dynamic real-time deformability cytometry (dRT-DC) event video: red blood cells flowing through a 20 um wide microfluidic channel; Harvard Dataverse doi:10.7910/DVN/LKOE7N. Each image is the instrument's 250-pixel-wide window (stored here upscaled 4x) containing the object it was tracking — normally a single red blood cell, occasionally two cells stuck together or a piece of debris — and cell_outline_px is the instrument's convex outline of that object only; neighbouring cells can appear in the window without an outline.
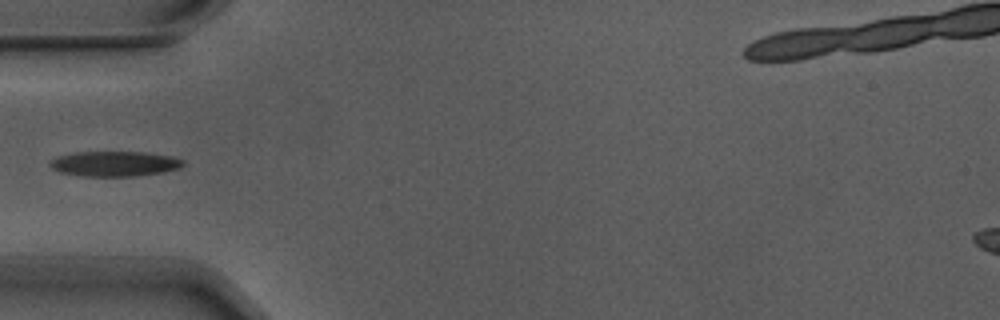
{"species": "Egyptian fruit bat (a non-hibernating species)", "species_latin": "Rousettus aegyptiacus", "temperature_condition": "warm", "stored_images_in_passage": 7, "camera_frame_rate_fps": 3000, "um_per_image_px": 0.085, "animal": {"sex": "male"}, "frame": {"image": 1, "passage_image": 5, "time_ms": 1.333, "image_size_px": [1000, 320], "cell_outline_px": [[184, 164], [180, 168], [164, 172], [132, 176], [84, 176], [60, 172], [52, 168], [48, 164], [56, 156], [76, 152], [144, 152], [172, 156], [184, 160]], "centroid_in_image_um": [9.75, 13.91], "position_along_channel_um": 75.3, "area_um2": 19.48}}